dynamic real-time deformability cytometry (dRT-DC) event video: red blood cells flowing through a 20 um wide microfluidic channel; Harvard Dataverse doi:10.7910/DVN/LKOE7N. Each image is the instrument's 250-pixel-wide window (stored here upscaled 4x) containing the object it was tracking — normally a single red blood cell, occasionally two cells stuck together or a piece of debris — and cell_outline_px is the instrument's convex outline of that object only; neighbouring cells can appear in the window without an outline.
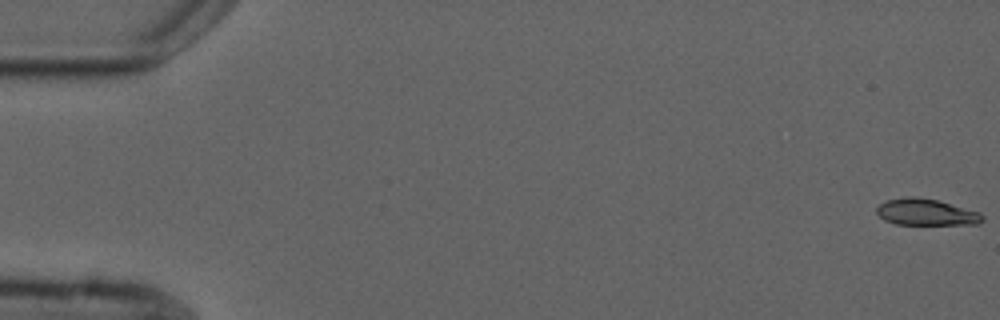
{"species": "common noctule bat (a hibernating species)", "species_latin": "Nyctalus noctula", "temperature_condition": "cold", "stored_images_in_passage": 6, "camera_frame_rate_fps": 3000, "um_per_image_px": 0.085, "animal": {"sex": "male", "forearm_length_mm": 52.5}, "frame": {"image": 1, "passage_image": 1, "time_ms": 0.0, "image_size_px": [1000, 320], "cell_outline_px": [[984, 220], [980, 224], [896, 224], [884, 220], [876, 212], [876, 208], [884, 200], [904, 196], [912, 196], [936, 200], [980, 212], [984, 216]], "centroid_in_image_um": [78.7, 18.03], "position_along_channel_um": 6.3, "area_um2": 16.36}}
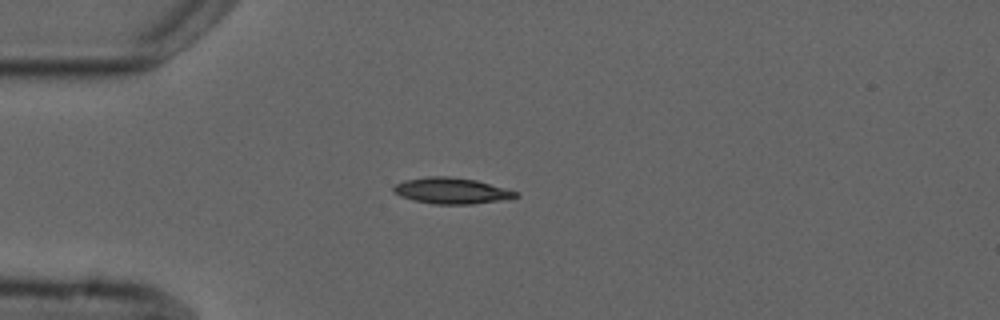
{"frame": {"image": 2, "passage_image": 5, "time_ms": 4.667, "image_size_px": [1000, 320], "cell_outline_px": [[520, 196], [512, 200], [472, 204], [432, 204], [400, 196], [392, 188], [396, 184], [404, 180], [428, 176], [448, 176], [476, 180], [520, 192]], "centroid_in_image_um": [38.48, 16.22], "position_along_channel_um": 46.5, "area_um2": 18.79}}